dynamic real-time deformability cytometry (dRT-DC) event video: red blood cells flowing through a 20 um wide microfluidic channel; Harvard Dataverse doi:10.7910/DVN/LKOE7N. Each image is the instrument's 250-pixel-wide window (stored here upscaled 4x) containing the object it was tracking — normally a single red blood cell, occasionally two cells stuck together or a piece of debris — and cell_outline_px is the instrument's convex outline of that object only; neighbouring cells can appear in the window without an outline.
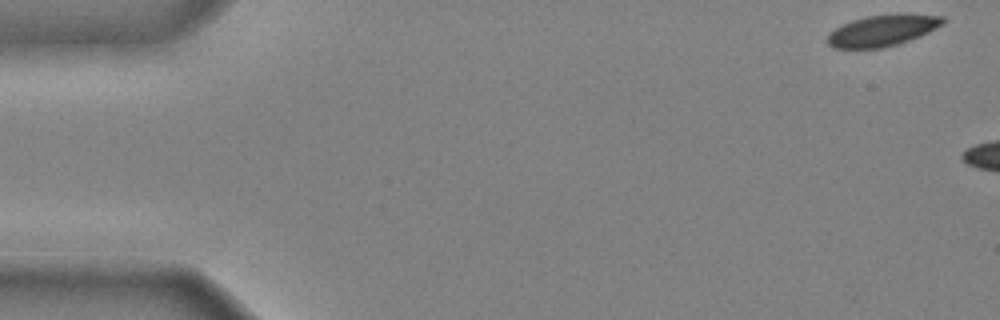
{"species": "common noctule bat (a hibernating species)", "species_latin": "Nyctalus noctula", "temperature_condition": "cold", "stored_images_in_passage": 5, "camera_frame_rate_fps": 3000, "um_per_image_px": 0.085, "animal": {"sex": "male", "body_mass_g": 20.4}, "frame": {"image": 1, "passage_image": 1, "time_ms": 0.0, "image_size_px": [1000, 320], "cell_outline_px": [[944, 24], [920, 36], [896, 44], [880, 48], [832, 48], [824, 40], [828, 32], [852, 20], [868, 16], [908, 12], [944, 16]], "centroid_in_image_um": [75.01, 2.57], "position_along_channel_um": 10.0, "area_um2": 21.33}}